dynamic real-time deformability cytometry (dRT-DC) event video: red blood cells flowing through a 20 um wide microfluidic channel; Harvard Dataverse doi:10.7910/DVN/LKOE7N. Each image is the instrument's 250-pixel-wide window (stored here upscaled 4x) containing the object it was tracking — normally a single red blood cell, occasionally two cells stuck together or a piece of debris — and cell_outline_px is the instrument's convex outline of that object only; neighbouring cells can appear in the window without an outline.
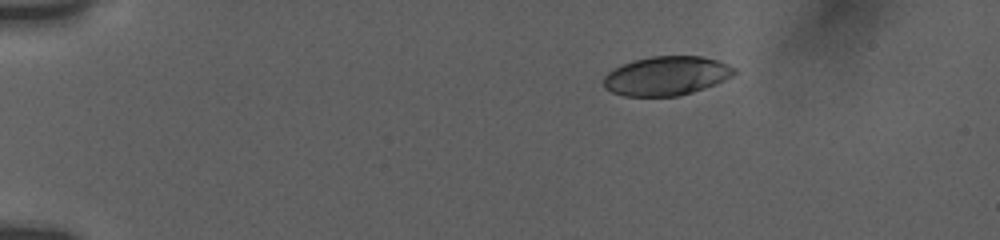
{"species": "human", "species_latin": "Homo sapiens", "temperature_condition": "room temperature", "stored_images_in_passage": 47, "camera_frame_rate_fps": 3000, "um_per_image_px": 0.085, "donor": {"sex": "female"}, "frame": {"image": 1, "passage_image": 1, "time_ms": 0.0, "image_size_px": [1000, 240], "cell_outline_px": [[736, 72], [732, 76], [716, 84], [680, 96], [624, 96], [612, 92], [604, 88], [604, 76], [608, 72], [632, 60], [652, 56], [700, 56], [716, 60], [728, 64], [736, 68]], "centroid_in_image_um": [56.65, 6.45], "position_along_channel_um": 28.3, "area_um2": 29.71}}
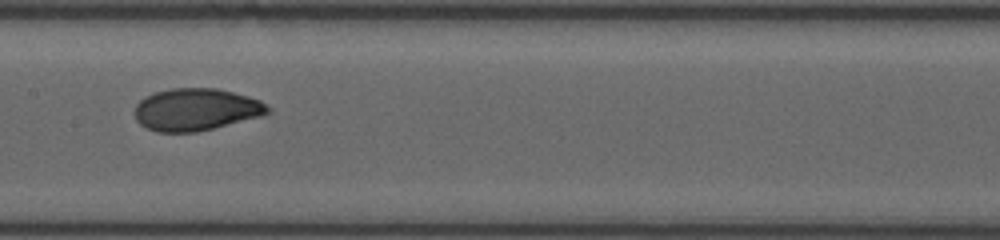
{"frame": {"image": 2, "passage_image": 21, "time_ms": 6.667, "image_size_px": [1000, 240], "cell_outline_px": [[272, 108], [268, 112], [260, 116], [196, 132], [156, 132], [140, 124], [136, 120], [136, 104], [144, 96], [152, 92], [172, 88], [216, 88], [248, 96], [260, 100]], "centroid_in_image_um": [16.63, 9.3], "position_along_channel_um": 190.8, "area_um2": 32.6}}
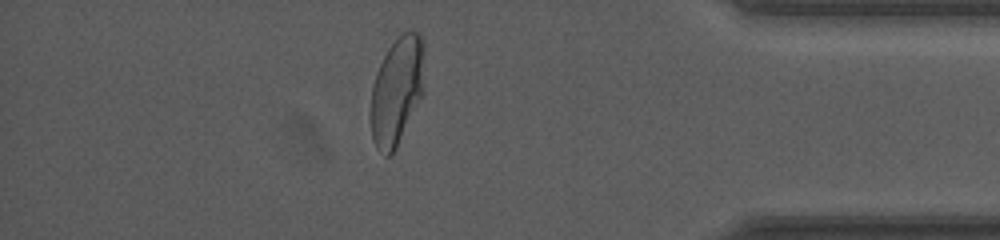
{"frame": {"image": 3, "passage_image": 40, "time_ms": 13.0, "image_size_px": [1000, 240], "cell_outline_px": [[424, 92], [396, 148], [388, 156], [384, 156], [376, 148], [372, 140], [368, 116], [368, 112], [372, 84], [376, 72], [388, 48], [404, 32], [420, 32], [424, 40]], "centroid_in_image_um": [33.71, 7.75], "position_along_channel_um": 401.5, "area_um2": 34.56}, "authors_computed_cell_mechanics": {"area_um2": 32.5992, "velocity_mm_per_s": 3.7611, "shape_relaxation_time_tau1_ms": 7.8534, "shape_relaxation_time_tau2_ms": 0.7532, "deformation_change_tau1": 0.2209, "deformation_change_tau2": 0.0449}}